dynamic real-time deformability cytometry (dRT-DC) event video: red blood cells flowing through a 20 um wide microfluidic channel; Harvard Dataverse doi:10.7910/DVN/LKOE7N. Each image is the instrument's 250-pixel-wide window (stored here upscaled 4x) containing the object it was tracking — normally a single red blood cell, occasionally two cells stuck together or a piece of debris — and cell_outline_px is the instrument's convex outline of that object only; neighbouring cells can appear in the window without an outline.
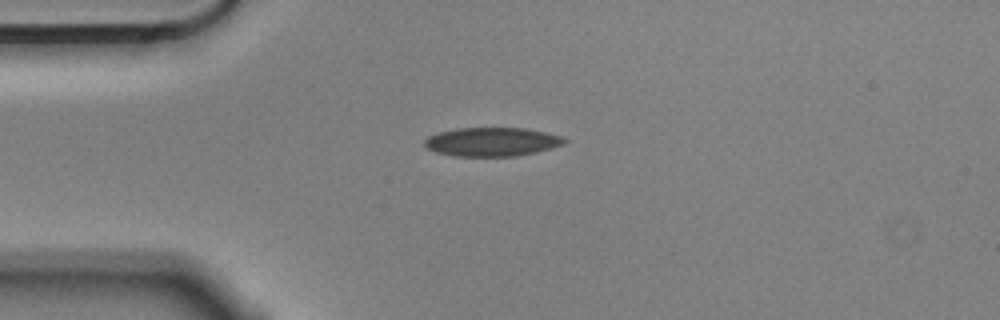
{"species": "Egyptian fruit bat (a non-hibernating species)", "species_latin": "Rousettus aegyptiacus", "temperature_condition": "cold", "stored_images_in_passage": 8, "camera_frame_rate_fps": 3000, "um_per_image_px": 0.085, "animal": {"sex": "male"}, "frame": {"image": 1, "passage_image": 1, "time_ms": 0.0, "image_size_px": [1000, 320], "cell_outline_px": [[568, 140], [564, 144], [552, 148], [536, 152], [516, 156], [452, 156], [436, 152], [424, 148], [424, 140], [428, 136], [440, 132], [456, 128], [524, 128], [544, 132], [560, 136]], "centroid_in_image_um": [41.78, 12.06], "position_along_channel_um": 43.2, "area_um2": 23.52}}
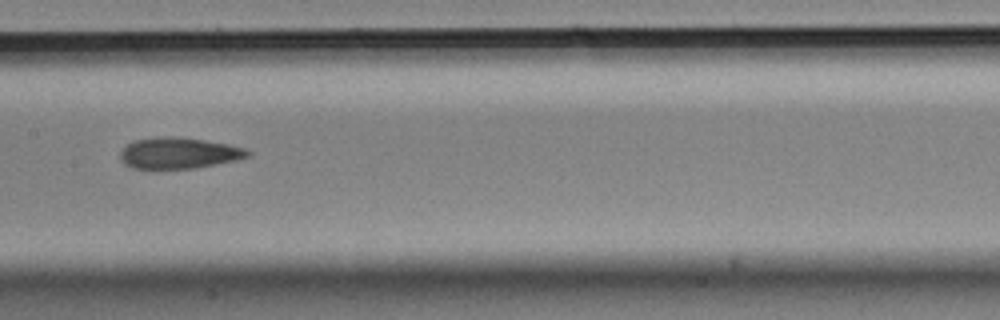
{"frame": {"image": 2, "passage_image": 5, "time_ms": 1.333, "image_size_px": [1000, 320], "cell_outline_px": [[252, 152], [248, 156], [236, 160], [192, 168], [132, 168], [124, 164], [120, 160], [120, 152], [128, 144], [136, 140], [164, 136], [180, 136], [228, 144], [244, 148]], "centroid_in_image_um": [15.19, 13.0], "position_along_channel_um": 192.2, "area_um2": 22.89}}
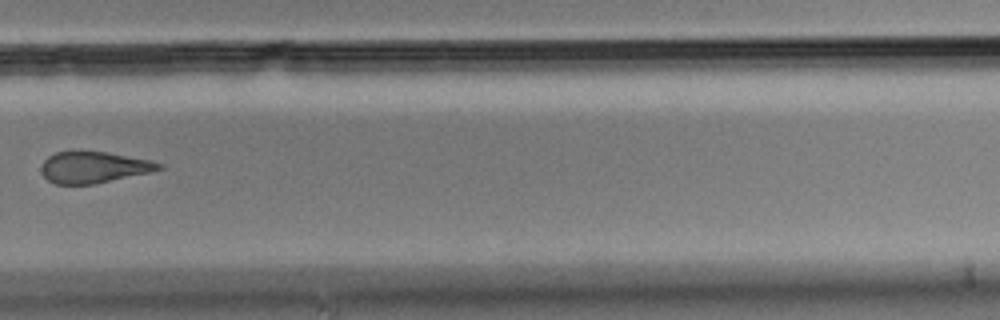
{"frame": {"image": 3, "passage_image": 8, "time_ms": 2.333, "image_size_px": [1000, 320], "cell_outline_px": [[164, 168], [148, 172], [92, 184], [56, 184], [48, 180], [40, 172], [40, 168], [44, 160], [48, 156], [56, 152], [108, 152], [148, 160], [164, 164]], "centroid_in_image_um": [7.92, 14.22], "position_along_channel_um": 321.9, "area_um2": 21.1}}